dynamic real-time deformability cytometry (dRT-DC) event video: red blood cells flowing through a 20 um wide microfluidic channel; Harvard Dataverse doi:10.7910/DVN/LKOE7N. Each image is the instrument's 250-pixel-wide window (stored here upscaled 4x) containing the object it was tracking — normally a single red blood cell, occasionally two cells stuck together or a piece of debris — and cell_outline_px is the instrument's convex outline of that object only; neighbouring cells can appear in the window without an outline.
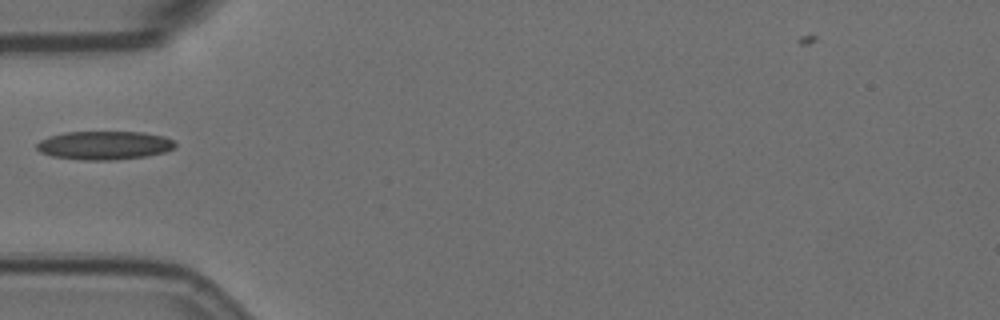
{"species": "Egyptian fruit bat (a non-hibernating species)", "species_latin": "Rousettus aegyptiacus", "temperature_condition": "room temperature", "stored_images_in_passage": 5, "camera_frame_rate_fps": 3000, "um_per_image_px": 0.085, "animal": {"sex": "female"}, "frame": {"image": 1, "passage_image": 5, "time_ms": 4.333, "image_size_px": [1000, 320], "cell_outline_px": [[176, 148], [164, 152], [148, 156], [116, 160], [84, 160], [52, 156], [40, 152], [36, 148], [36, 144], [40, 140], [48, 136], [64, 132], [140, 132], [164, 136], [176, 140]], "centroid_in_image_um": [8.89, 12.35], "position_along_channel_um": 76.1, "area_um2": 23.29}}